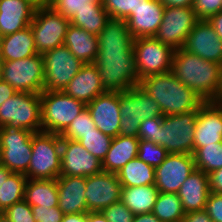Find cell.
<instances>
[{
	"mask_svg": "<svg viewBox=\"0 0 222 222\" xmlns=\"http://www.w3.org/2000/svg\"><path fill=\"white\" fill-rule=\"evenodd\" d=\"M159 191L155 184L135 187L122 186L121 201L134 214L152 212Z\"/></svg>",
	"mask_w": 222,
	"mask_h": 222,
	"instance_id": "obj_30",
	"label": "cell"
},
{
	"mask_svg": "<svg viewBox=\"0 0 222 222\" xmlns=\"http://www.w3.org/2000/svg\"><path fill=\"white\" fill-rule=\"evenodd\" d=\"M122 186L135 187L155 184V168L138 157L127 162L118 172Z\"/></svg>",
	"mask_w": 222,
	"mask_h": 222,
	"instance_id": "obj_32",
	"label": "cell"
},
{
	"mask_svg": "<svg viewBox=\"0 0 222 222\" xmlns=\"http://www.w3.org/2000/svg\"><path fill=\"white\" fill-rule=\"evenodd\" d=\"M164 9L159 0H139L134 12L125 19L132 37H154L163 20Z\"/></svg>",
	"mask_w": 222,
	"mask_h": 222,
	"instance_id": "obj_21",
	"label": "cell"
},
{
	"mask_svg": "<svg viewBox=\"0 0 222 222\" xmlns=\"http://www.w3.org/2000/svg\"><path fill=\"white\" fill-rule=\"evenodd\" d=\"M195 168L206 174L222 168V142L205 145L194 153Z\"/></svg>",
	"mask_w": 222,
	"mask_h": 222,
	"instance_id": "obj_36",
	"label": "cell"
},
{
	"mask_svg": "<svg viewBox=\"0 0 222 222\" xmlns=\"http://www.w3.org/2000/svg\"><path fill=\"white\" fill-rule=\"evenodd\" d=\"M162 128V116L144 119L139 124L138 138L159 143V134Z\"/></svg>",
	"mask_w": 222,
	"mask_h": 222,
	"instance_id": "obj_42",
	"label": "cell"
},
{
	"mask_svg": "<svg viewBox=\"0 0 222 222\" xmlns=\"http://www.w3.org/2000/svg\"><path fill=\"white\" fill-rule=\"evenodd\" d=\"M216 142H222V103L205 102L198 110L193 153Z\"/></svg>",
	"mask_w": 222,
	"mask_h": 222,
	"instance_id": "obj_20",
	"label": "cell"
},
{
	"mask_svg": "<svg viewBox=\"0 0 222 222\" xmlns=\"http://www.w3.org/2000/svg\"><path fill=\"white\" fill-rule=\"evenodd\" d=\"M42 131L41 94L17 92L0 105V127Z\"/></svg>",
	"mask_w": 222,
	"mask_h": 222,
	"instance_id": "obj_6",
	"label": "cell"
},
{
	"mask_svg": "<svg viewBox=\"0 0 222 222\" xmlns=\"http://www.w3.org/2000/svg\"><path fill=\"white\" fill-rule=\"evenodd\" d=\"M3 81L17 92L41 94L44 91V59L36 54L20 60L2 61Z\"/></svg>",
	"mask_w": 222,
	"mask_h": 222,
	"instance_id": "obj_9",
	"label": "cell"
},
{
	"mask_svg": "<svg viewBox=\"0 0 222 222\" xmlns=\"http://www.w3.org/2000/svg\"><path fill=\"white\" fill-rule=\"evenodd\" d=\"M198 21L193 7H165L163 20L154 38L173 50L181 49Z\"/></svg>",
	"mask_w": 222,
	"mask_h": 222,
	"instance_id": "obj_14",
	"label": "cell"
},
{
	"mask_svg": "<svg viewBox=\"0 0 222 222\" xmlns=\"http://www.w3.org/2000/svg\"><path fill=\"white\" fill-rule=\"evenodd\" d=\"M11 222H35L31 205L25 200L14 203L12 206L6 208L3 212Z\"/></svg>",
	"mask_w": 222,
	"mask_h": 222,
	"instance_id": "obj_43",
	"label": "cell"
},
{
	"mask_svg": "<svg viewBox=\"0 0 222 222\" xmlns=\"http://www.w3.org/2000/svg\"><path fill=\"white\" fill-rule=\"evenodd\" d=\"M0 222H11L2 212H0Z\"/></svg>",
	"mask_w": 222,
	"mask_h": 222,
	"instance_id": "obj_59",
	"label": "cell"
},
{
	"mask_svg": "<svg viewBox=\"0 0 222 222\" xmlns=\"http://www.w3.org/2000/svg\"><path fill=\"white\" fill-rule=\"evenodd\" d=\"M64 45L84 64L95 62L99 47L97 35L70 24L66 31Z\"/></svg>",
	"mask_w": 222,
	"mask_h": 222,
	"instance_id": "obj_28",
	"label": "cell"
},
{
	"mask_svg": "<svg viewBox=\"0 0 222 222\" xmlns=\"http://www.w3.org/2000/svg\"><path fill=\"white\" fill-rule=\"evenodd\" d=\"M139 138L118 135L113 137L110 149L102 161L105 172L116 173L129 161L137 157Z\"/></svg>",
	"mask_w": 222,
	"mask_h": 222,
	"instance_id": "obj_27",
	"label": "cell"
},
{
	"mask_svg": "<svg viewBox=\"0 0 222 222\" xmlns=\"http://www.w3.org/2000/svg\"><path fill=\"white\" fill-rule=\"evenodd\" d=\"M36 7L27 0H0V33H15L32 23Z\"/></svg>",
	"mask_w": 222,
	"mask_h": 222,
	"instance_id": "obj_25",
	"label": "cell"
},
{
	"mask_svg": "<svg viewBox=\"0 0 222 222\" xmlns=\"http://www.w3.org/2000/svg\"><path fill=\"white\" fill-rule=\"evenodd\" d=\"M61 171L63 176L89 177L103 171L102 161L89 153L79 141L61 138Z\"/></svg>",
	"mask_w": 222,
	"mask_h": 222,
	"instance_id": "obj_16",
	"label": "cell"
},
{
	"mask_svg": "<svg viewBox=\"0 0 222 222\" xmlns=\"http://www.w3.org/2000/svg\"><path fill=\"white\" fill-rule=\"evenodd\" d=\"M110 18L125 20L139 5V0H102Z\"/></svg>",
	"mask_w": 222,
	"mask_h": 222,
	"instance_id": "obj_41",
	"label": "cell"
},
{
	"mask_svg": "<svg viewBox=\"0 0 222 222\" xmlns=\"http://www.w3.org/2000/svg\"><path fill=\"white\" fill-rule=\"evenodd\" d=\"M58 207L66 214L88 213L85 188L86 177L63 176L57 177Z\"/></svg>",
	"mask_w": 222,
	"mask_h": 222,
	"instance_id": "obj_22",
	"label": "cell"
},
{
	"mask_svg": "<svg viewBox=\"0 0 222 222\" xmlns=\"http://www.w3.org/2000/svg\"><path fill=\"white\" fill-rule=\"evenodd\" d=\"M185 222H214L205 210L185 213Z\"/></svg>",
	"mask_w": 222,
	"mask_h": 222,
	"instance_id": "obj_49",
	"label": "cell"
},
{
	"mask_svg": "<svg viewBox=\"0 0 222 222\" xmlns=\"http://www.w3.org/2000/svg\"><path fill=\"white\" fill-rule=\"evenodd\" d=\"M182 49L222 65V40L208 20H199L186 37Z\"/></svg>",
	"mask_w": 222,
	"mask_h": 222,
	"instance_id": "obj_18",
	"label": "cell"
},
{
	"mask_svg": "<svg viewBox=\"0 0 222 222\" xmlns=\"http://www.w3.org/2000/svg\"><path fill=\"white\" fill-rule=\"evenodd\" d=\"M11 173L4 165L0 164V187Z\"/></svg>",
	"mask_w": 222,
	"mask_h": 222,
	"instance_id": "obj_57",
	"label": "cell"
},
{
	"mask_svg": "<svg viewBox=\"0 0 222 222\" xmlns=\"http://www.w3.org/2000/svg\"><path fill=\"white\" fill-rule=\"evenodd\" d=\"M204 210L214 222H222V194L210 192Z\"/></svg>",
	"mask_w": 222,
	"mask_h": 222,
	"instance_id": "obj_47",
	"label": "cell"
},
{
	"mask_svg": "<svg viewBox=\"0 0 222 222\" xmlns=\"http://www.w3.org/2000/svg\"><path fill=\"white\" fill-rule=\"evenodd\" d=\"M70 20L54 11L51 7L36 8L30 24L36 51L43 54L64 45Z\"/></svg>",
	"mask_w": 222,
	"mask_h": 222,
	"instance_id": "obj_12",
	"label": "cell"
},
{
	"mask_svg": "<svg viewBox=\"0 0 222 222\" xmlns=\"http://www.w3.org/2000/svg\"><path fill=\"white\" fill-rule=\"evenodd\" d=\"M33 132L16 127H0V164L14 173L25 174L32 153Z\"/></svg>",
	"mask_w": 222,
	"mask_h": 222,
	"instance_id": "obj_10",
	"label": "cell"
},
{
	"mask_svg": "<svg viewBox=\"0 0 222 222\" xmlns=\"http://www.w3.org/2000/svg\"><path fill=\"white\" fill-rule=\"evenodd\" d=\"M173 222H185L184 218L178 221H173Z\"/></svg>",
	"mask_w": 222,
	"mask_h": 222,
	"instance_id": "obj_61",
	"label": "cell"
},
{
	"mask_svg": "<svg viewBox=\"0 0 222 222\" xmlns=\"http://www.w3.org/2000/svg\"><path fill=\"white\" fill-rule=\"evenodd\" d=\"M152 213L159 218L161 222H173L184 218L181 200L177 193L159 192L154 204Z\"/></svg>",
	"mask_w": 222,
	"mask_h": 222,
	"instance_id": "obj_33",
	"label": "cell"
},
{
	"mask_svg": "<svg viewBox=\"0 0 222 222\" xmlns=\"http://www.w3.org/2000/svg\"><path fill=\"white\" fill-rule=\"evenodd\" d=\"M210 192L222 194V168L209 173Z\"/></svg>",
	"mask_w": 222,
	"mask_h": 222,
	"instance_id": "obj_48",
	"label": "cell"
},
{
	"mask_svg": "<svg viewBox=\"0 0 222 222\" xmlns=\"http://www.w3.org/2000/svg\"><path fill=\"white\" fill-rule=\"evenodd\" d=\"M122 185L116 173L102 171L86 177L85 199L88 212L102 211L121 200Z\"/></svg>",
	"mask_w": 222,
	"mask_h": 222,
	"instance_id": "obj_17",
	"label": "cell"
},
{
	"mask_svg": "<svg viewBox=\"0 0 222 222\" xmlns=\"http://www.w3.org/2000/svg\"><path fill=\"white\" fill-rule=\"evenodd\" d=\"M133 222H161L152 212L134 215Z\"/></svg>",
	"mask_w": 222,
	"mask_h": 222,
	"instance_id": "obj_53",
	"label": "cell"
},
{
	"mask_svg": "<svg viewBox=\"0 0 222 222\" xmlns=\"http://www.w3.org/2000/svg\"><path fill=\"white\" fill-rule=\"evenodd\" d=\"M193 8L199 20H208L222 11V0H194Z\"/></svg>",
	"mask_w": 222,
	"mask_h": 222,
	"instance_id": "obj_45",
	"label": "cell"
},
{
	"mask_svg": "<svg viewBox=\"0 0 222 222\" xmlns=\"http://www.w3.org/2000/svg\"><path fill=\"white\" fill-rule=\"evenodd\" d=\"M102 214L109 222H133L134 214L120 200L104 208Z\"/></svg>",
	"mask_w": 222,
	"mask_h": 222,
	"instance_id": "obj_44",
	"label": "cell"
},
{
	"mask_svg": "<svg viewBox=\"0 0 222 222\" xmlns=\"http://www.w3.org/2000/svg\"><path fill=\"white\" fill-rule=\"evenodd\" d=\"M95 126L104 134L116 137L120 128L119 91H106L86 105Z\"/></svg>",
	"mask_w": 222,
	"mask_h": 222,
	"instance_id": "obj_19",
	"label": "cell"
},
{
	"mask_svg": "<svg viewBox=\"0 0 222 222\" xmlns=\"http://www.w3.org/2000/svg\"><path fill=\"white\" fill-rule=\"evenodd\" d=\"M62 222H87V213L66 214Z\"/></svg>",
	"mask_w": 222,
	"mask_h": 222,
	"instance_id": "obj_54",
	"label": "cell"
},
{
	"mask_svg": "<svg viewBox=\"0 0 222 222\" xmlns=\"http://www.w3.org/2000/svg\"><path fill=\"white\" fill-rule=\"evenodd\" d=\"M50 7L69 20L80 10L105 9L102 0H53Z\"/></svg>",
	"mask_w": 222,
	"mask_h": 222,
	"instance_id": "obj_39",
	"label": "cell"
},
{
	"mask_svg": "<svg viewBox=\"0 0 222 222\" xmlns=\"http://www.w3.org/2000/svg\"><path fill=\"white\" fill-rule=\"evenodd\" d=\"M27 177L22 173L12 172L0 187V212L24 200Z\"/></svg>",
	"mask_w": 222,
	"mask_h": 222,
	"instance_id": "obj_34",
	"label": "cell"
},
{
	"mask_svg": "<svg viewBox=\"0 0 222 222\" xmlns=\"http://www.w3.org/2000/svg\"><path fill=\"white\" fill-rule=\"evenodd\" d=\"M168 151L150 140L139 139V148L137 157L153 166L154 168L159 166L168 156Z\"/></svg>",
	"mask_w": 222,
	"mask_h": 222,
	"instance_id": "obj_40",
	"label": "cell"
},
{
	"mask_svg": "<svg viewBox=\"0 0 222 222\" xmlns=\"http://www.w3.org/2000/svg\"><path fill=\"white\" fill-rule=\"evenodd\" d=\"M44 59V91H63L84 63L67 46L61 45L42 54Z\"/></svg>",
	"mask_w": 222,
	"mask_h": 222,
	"instance_id": "obj_13",
	"label": "cell"
},
{
	"mask_svg": "<svg viewBox=\"0 0 222 222\" xmlns=\"http://www.w3.org/2000/svg\"><path fill=\"white\" fill-rule=\"evenodd\" d=\"M107 91H125L140 84L134 50L98 49L94 62Z\"/></svg>",
	"mask_w": 222,
	"mask_h": 222,
	"instance_id": "obj_3",
	"label": "cell"
},
{
	"mask_svg": "<svg viewBox=\"0 0 222 222\" xmlns=\"http://www.w3.org/2000/svg\"><path fill=\"white\" fill-rule=\"evenodd\" d=\"M195 168L193 154L169 153L155 167V186L161 193H177Z\"/></svg>",
	"mask_w": 222,
	"mask_h": 222,
	"instance_id": "obj_15",
	"label": "cell"
},
{
	"mask_svg": "<svg viewBox=\"0 0 222 222\" xmlns=\"http://www.w3.org/2000/svg\"><path fill=\"white\" fill-rule=\"evenodd\" d=\"M36 8L50 7L53 0H27Z\"/></svg>",
	"mask_w": 222,
	"mask_h": 222,
	"instance_id": "obj_56",
	"label": "cell"
},
{
	"mask_svg": "<svg viewBox=\"0 0 222 222\" xmlns=\"http://www.w3.org/2000/svg\"><path fill=\"white\" fill-rule=\"evenodd\" d=\"M119 135L138 137L139 124L144 119L164 116L159 105L139 85L119 91Z\"/></svg>",
	"mask_w": 222,
	"mask_h": 222,
	"instance_id": "obj_5",
	"label": "cell"
},
{
	"mask_svg": "<svg viewBox=\"0 0 222 222\" xmlns=\"http://www.w3.org/2000/svg\"><path fill=\"white\" fill-rule=\"evenodd\" d=\"M97 127L92 119L91 113L85 107L78 116H76L67 129L61 134V138L79 141L84 134L93 132Z\"/></svg>",
	"mask_w": 222,
	"mask_h": 222,
	"instance_id": "obj_38",
	"label": "cell"
},
{
	"mask_svg": "<svg viewBox=\"0 0 222 222\" xmlns=\"http://www.w3.org/2000/svg\"><path fill=\"white\" fill-rule=\"evenodd\" d=\"M217 102L222 103V75H221V87H220V91L217 97Z\"/></svg>",
	"mask_w": 222,
	"mask_h": 222,
	"instance_id": "obj_58",
	"label": "cell"
},
{
	"mask_svg": "<svg viewBox=\"0 0 222 222\" xmlns=\"http://www.w3.org/2000/svg\"><path fill=\"white\" fill-rule=\"evenodd\" d=\"M97 36L98 49L133 50L134 38L123 19L110 18Z\"/></svg>",
	"mask_w": 222,
	"mask_h": 222,
	"instance_id": "obj_29",
	"label": "cell"
},
{
	"mask_svg": "<svg viewBox=\"0 0 222 222\" xmlns=\"http://www.w3.org/2000/svg\"><path fill=\"white\" fill-rule=\"evenodd\" d=\"M87 222H109L101 211L88 212Z\"/></svg>",
	"mask_w": 222,
	"mask_h": 222,
	"instance_id": "obj_55",
	"label": "cell"
},
{
	"mask_svg": "<svg viewBox=\"0 0 222 222\" xmlns=\"http://www.w3.org/2000/svg\"><path fill=\"white\" fill-rule=\"evenodd\" d=\"M112 140L111 136L102 133L96 128L93 132L84 134L79 142L89 153L93 154L100 161H103L110 149Z\"/></svg>",
	"mask_w": 222,
	"mask_h": 222,
	"instance_id": "obj_37",
	"label": "cell"
},
{
	"mask_svg": "<svg viewBox=\"0 0 222 222\" xmlns=\"http://www.w3.org/2000/svg\"><path fill=\"white\" fill-rule=\"evenodd\" d=\"M171 72L205 102H217L222 65L207 61L184 49L174 50Z\"/></svg>",
	"mask_w": 222,
	"mask_h": 222,
	"instance_id": "obj_1",
	"label": "cell"
},
{
	"mask_svg": "<svg viewBox=\"0 0 222 222\" xmlns=\"http://www.w3.org/2000/svg\"><path fill=\"white\" fill-rule=\"evenodd\" d=\"M106 91L94 63L84 64L63 90L64 93L82 101L85 105Z\"/></svg>",
	"mask_w": 222,
	"mask_h": 222,
	"instance_id": "obj_23",
	"label": "cell"
},
{
	"mask_svg": "<svg viewBox=\"0 0 222 222\" xmlns=\"http://www.w3.org/2000/svg\"><path fill=\"white\" fill-rule=\"evenodd\" d=\"M164 7H193L194 0H159Z\"/></svg>",
	"mask_w": 222,
	"mask_h": 222,
	"instance_id": "obj_52",
	"label": "cell"
},
{
	"mask_svg": "<svg viewBox=\"0 0 222 222\" xmlns=\"http://www.w3.org/2000/svg\"><path fill=\"white\" fill-rule=\"evenodd\" d=\"M208 22L213 26L216 34L222 40V11L216 13L208 19Z\"/></svg>",
	"mask_w": 222,
	"mask_h": 222,
	"instance_id": "obj_51",
	"label": "cell"
},
{
	"mask_svg": "<svg viewBox=\"0 0 222 222\" xmlns=\"http://www.w3.org/2000/svg\"><path fill=\"white\" fill-rule=\"evenodd\" d=\"M38 54L31 26L2 36L0 43V60L13 61Z\"/></svg>",
	"mask_w": 222,
	"mask_h": 222,
	"instance_id": "obj_26",
	"label": "cell"
},
{
	"mask_svg": "<svg viewBox=\"0 0 222 222\" xmlns=\"http://www.w3.org/2000/svg\"><path fill=\"white\" fill-rule=\"evenodd\" d=\"M139 86L155 100L164 116L199 110L205 103L171 71L147 76L140 80Z\"/></svg>",
	"mask_w": 222,
	"mask_h": 222,
	"instance_id": "obj_2",
	"label": "cell"
},
{
	"mask_svg": "<svg viewBox=\"0 0 222 222\" xmlns=\"http://www.w3.org/2000/svg\"><path fill=\"white\" fill-rule=\"evenodd\" d=\"M33 219L35 222H62L64 213L58 206L55 207H41L31 206Z\"/></svg>",
	"mask_w": 222,
	"mask_h": 222,
	"instance_id": "obj_46",
	"label": "cell"
},
{
	"mask_svg": "<svg viewBox=\"0 0 222 222\" xmlns=\"http://www.w3.org/2000/svg\"><path fill=\"white\" fill-rule=\"evenodd\" d=\"M3 80V67H2V61L0 60V82Z\"/></svg>",
	"mask_w": 222,
	"mask_h": 222,
	"instance_id": "obj_60",
	"label": "cell"
},
{
	"mask_svg": "<svg viewBox=\"0 0 222 222\" xmlns=\"http://www.w3.org/2000/svg\"><path fill=\"white\" fill-rule=\"evenodd\" d=\"M86 105L63 91L41 93L42 131L62 134Z\"/></svg>",
	"mask_w": 222,
	"mask_h": 222,
	"instance_id": "obj_7",
	"label": "cell"
},
{
	"mask_svg": "<svg viewBox=\"0 0 222 222\" xmlns=\"http://www.w3.org/2000/svg\"><path fill=\"white\" fill-rule=\"evenodd\" d=\"M139 80L171 71L174 50L154 37H139L133 41Z\"/></svg>",
	"mask_w": 222,
	"mask_h": 222,
	"instance_id": "obj_11",
	"label": "cell"
},
{
	"mask_svg": "<svg viewBox=\"0 0 222 222\" xmlns=\"http://www.w3.org/2000/svg\"><path fill=\"white\" fill-rule=\"evenodd\" d=\"M185 213L204 210L209 194V175L194 169L177 192Z\"/></svg>",
	"mask_w": 222,
	"mask_h": 222,
	"instance_id": "obj_24",
	"label": "cell"
},
{
	"mask_svg": "<svg viewBox=\"0 0 222 222\" xmlns=\"http://www.w3.org/2000/svg\"><path fill=\"white\" fill-rule=\"evenodd\" d=\"M24 200L31 206H58L57 179H28Z\"/></svg>",
	"mask_w": 222,
	"mask_h": 222,
	"instance_id": "obj_31",
	"label": "cell"
},
{
	"mask_svg": "<svg viewBox=\"0 0 222 222\" xmlns=\"http://www.w3.org/2000/svg\"><path fill=\"white\" fill-rule=\"evenodd\" d=\"M109 19L110 17L105 9H84L77 11L70 19V24L98 35Z\"/></svg>",
	"mask_w": 222,
	"mask_h": 222,
	"instance_id": "obj_35",
	"label": "cell"
},
{
	"mask_svg": "<svg viewBox=\"0 0 222 222\" xmlns=\"http://www.w3.org/2000/svg\"><path fill=\"white\" fill-rule=\"evenodd\" d=\"M61 135L37 132L32 135V153L27 179H57L61 171Z\"/></svg>",
	"mask_w": 222,
	"mask_h": 222,
	"instance_id": "obj_4",
	"label": "cell"
},
{
	"mask_svg": "<svg viewBox=\"0 0 222 222\" xmlns=\"http://www.w3.org/2000/svg\"><path fill=\"white\" fill-rule=\"evenodd\" d=\"M198 110L162 116L159 145L168 153L193 154L194 130Z\"/></svg>",
	"mask_w": 222,
	"mask_h": 222,
	"instance_id": "obj_8",
	"label": "cell"
},
{
	"mask_svg": "<svg viewBox=\"0 0 222 222\" xmlns=\"http://www.w3.org/2000/svg\"><path fill=\"white\" fill-rule=\"evenodd\" d=\"M16 93L17 91L11 85L2 80L0 82V105Z\"/></svg>",
	"mask_w": 222,
	"mask_h": 222,
	"instance_id": "obj_50",
	"label": "cell"
}]
</instances>
